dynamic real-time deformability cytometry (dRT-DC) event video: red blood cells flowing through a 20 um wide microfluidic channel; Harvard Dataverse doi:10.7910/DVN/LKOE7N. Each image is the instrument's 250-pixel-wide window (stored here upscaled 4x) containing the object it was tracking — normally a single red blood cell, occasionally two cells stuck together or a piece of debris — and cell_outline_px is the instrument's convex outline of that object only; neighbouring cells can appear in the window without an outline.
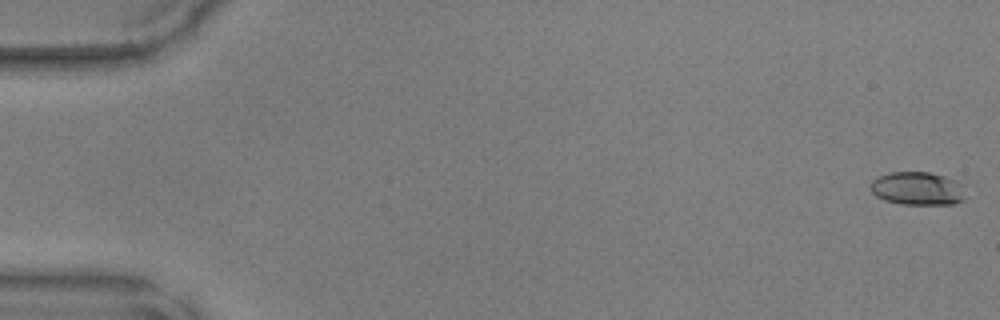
{"species": "common noctule bat (a hibernating species)", "species_latin": "Nyctalus noctula", "temperature_condition": "warm", "stored_images_in_passage": 48, "camera_frame_rate_fps": 3000, "um_per_image_px": 0.085, "animal": {"sex": "male", "body_mass_g": 17.9, "forearm_length_mm": 54.2}, "frame": {"image": 1, "passage_image": 1, "time_ms": 0.0, "image_size_px": [1000, 320], "cell_outline_px": [[964, 200], [952, 204], [900, 204], [884, 200], [876, 196], [872, 192], [872, 180], [888, 172], [928, 172], [944, 176], [956, 180]], "centroid_in_image_um": [77.93, 16.02], "position_along_channel_um": 7.1, "area_um2": 17.98}}
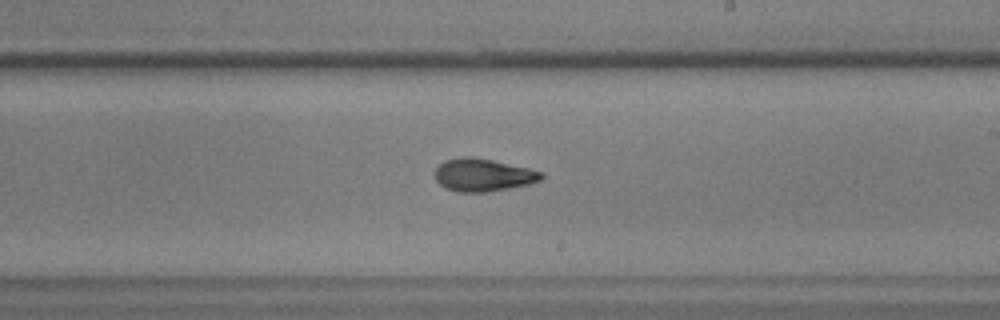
{"frame": {"image": 2, "passage_image": 29, "time_ms": 9.333, "image_size_px": [1000, 320], "cell_outline_px": [[544, 176], [540, 180], [528, 184], [508, 188], [484, 192], [456, 192], [444, 188], [436, 180], [436, 168], [444, 160], [468, 156], [472, 156], [492, 160], [528, 168], [544, 172]], "centroid_in_image_um": [41.05, 14.87], "position_along_channel_um": 248.0, "area_um2": 20.17}}
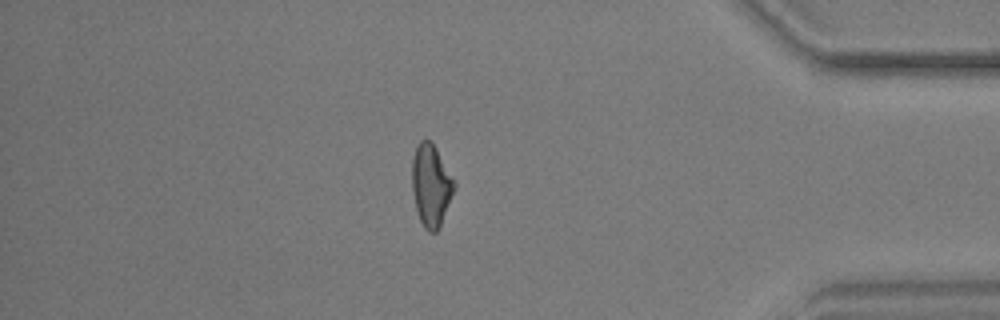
{"frame": {"image": 3, "passage_image": 42, "time_ms": 13.667, "image_size_px": [1000, 320], "cell_outline_px": [[456, 184], [440, 224], [436, 232], [428, 232], [424, 228], [420, 220], [416, 208], [412, 188], [412, 160], [416, 148], [420, 140], [428, 140], [436, 148]], "centroid_in_image_um": [36.61, 15.75], "position_along_channel_um": 398.6, "area_um2": 19.59}}